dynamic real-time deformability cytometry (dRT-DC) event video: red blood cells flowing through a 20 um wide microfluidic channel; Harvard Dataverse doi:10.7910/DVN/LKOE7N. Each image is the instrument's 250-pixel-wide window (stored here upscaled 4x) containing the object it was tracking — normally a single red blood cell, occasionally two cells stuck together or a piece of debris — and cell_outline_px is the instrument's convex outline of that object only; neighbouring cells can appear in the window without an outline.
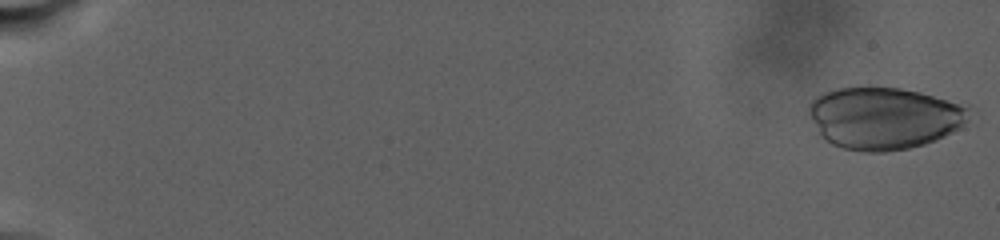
{"species": "human", "species_latin": "Homo sapiens", "temperature_condition": "warm", "stored_images_in_passage": 72, "camera_frame_rate_fps": 3000, "um_per_image_px": 0.085, "donor": {"sex": "male"}, "frame": {"image": 1, "passage_image": 1, "time_ms": 0.0, "image_size_px": [1000, 240], "cell_outline_px": [[972, 104], [968, 120], [952, 132], [936, 140], [924, 144], [908, 148], [884, 152], [860, 152], [844, 148], [832, 144], [820, 136], [808, 112], [808, 104], [816, 96], [824, 92], [836, 88], [900, 88], [920, 92]], "centroid_in_image_um": [75.19, 10.03], "position_along_channel_um": 9.8, "area_um2": 58.44}}
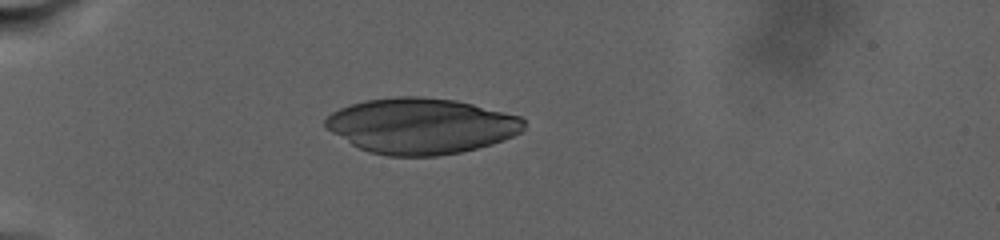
{"frame": {"image": 2, "passage_image": 25, "time_ms": 9.0, "image_size_px": [1000, 240], "cell_outline_px": [[524, 132], [504, 140], [492, 144], [460, 152], [436, 156], [388, 156], [368, 152], [352, 144], [332, 132], [324, 124], [324, 120], [332, 112], [340, 108], [352, 104], [368, 100], [396, 96], [420, 96], [456, 100], [520, 116], [524, 120]], "centroid_in_image_um": [35.82, 10.7], "position_along_channel_um": 49.2, "area_um2": 64.33}}